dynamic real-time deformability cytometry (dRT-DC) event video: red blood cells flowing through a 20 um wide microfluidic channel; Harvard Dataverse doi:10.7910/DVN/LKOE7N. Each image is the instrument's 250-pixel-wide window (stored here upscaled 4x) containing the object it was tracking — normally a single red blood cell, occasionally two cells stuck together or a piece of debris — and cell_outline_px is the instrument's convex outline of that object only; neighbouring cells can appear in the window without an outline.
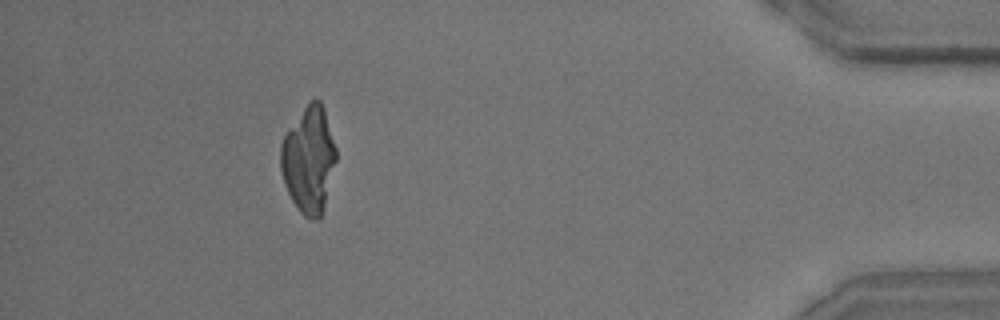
{"species": "common noctule bat (a hibernating species)", "species_latin": "Nyctalus noctula", "temperature_condition": "room temperature", "stored_images_in_passage": 45, "camera_frame_rate_fps": 3000, "um_per_image_px": 0.085, "animal": {"sex": "male", "body_mass_g": 15.6}, "frame": {"image": 1, "passage_image": 41, "time_ms": 13.333, "image_size_px": [1000, 320], "cell_outline_px": [[336, 160], [320, 220], [316, 220], [304, 216], [300, 212], [292, 200], [288, 192], [280, 168], [280, 144], [284, 136], [304, 108], [316, 96], [320, 100], [324, 108], [336, 148]], "centroid_in_image_um": [26.24, 13.58], "position_along_channel_um": 409.0, "area_um2": 33.93}}